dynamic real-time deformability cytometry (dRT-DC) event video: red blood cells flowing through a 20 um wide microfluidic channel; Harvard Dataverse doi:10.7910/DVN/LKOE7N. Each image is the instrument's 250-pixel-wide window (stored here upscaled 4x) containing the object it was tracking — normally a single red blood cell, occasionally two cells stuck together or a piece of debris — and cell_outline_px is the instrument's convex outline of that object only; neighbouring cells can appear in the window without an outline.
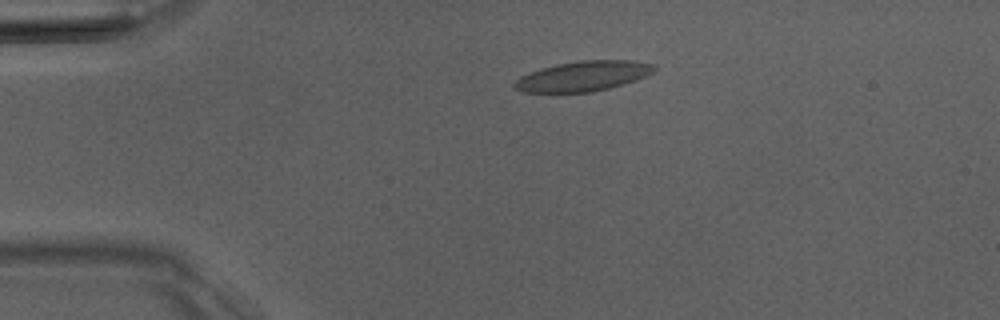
{"species": "Egyptian fruit bat (a non-hibernating species)", "species_latin": "Rousettus aegyptiacus", "temperature_condition": "room temperature", "stored_images_in_passage": 2, "camera_frame_rate_fps": 3000, "um_per_image_px": 0.085, "animal": {"sex": "male"}, "frame": {"image": 1, "passage_image": 1, "time_ms": 0.0, "image_size_px": [1000, 320], "cell_outline_px": [[656, 68], [652, 72], [636, 80], [608, 88], [592, 92], [524, 92], [516, 88], [512, 84], [520, 76], [544, 68], [560, 64], [580, 60], [632, 60], [656, 64]], "centroid_in_image_um": [49.6, 6.47], "position_along_channel_um": 35.4, "area_um2": 24.1}}